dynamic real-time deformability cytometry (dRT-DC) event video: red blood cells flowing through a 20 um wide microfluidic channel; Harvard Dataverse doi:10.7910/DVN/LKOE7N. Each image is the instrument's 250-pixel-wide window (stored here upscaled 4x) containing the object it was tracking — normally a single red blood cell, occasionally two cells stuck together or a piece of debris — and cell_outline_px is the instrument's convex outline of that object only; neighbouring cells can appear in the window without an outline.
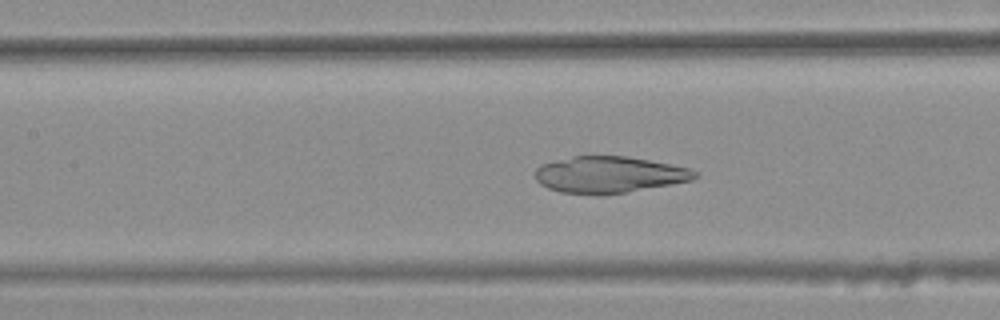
{"species": "common noctule bat (a hibernating species)", "species_latin": "Nyctalus noctula", "temperature_condition": "warm", "stored_images_in_passage": 37, "camera_frame_rate_fps": 3000, "um_per_image_px": 0.085, "animal": {"sex": "female", "body_mass_g": 25.1}, "frame": {"image": 1, "passage_image": 16, "time_ms": 5.0, "image_size_px": [1000, 320], "cell_outline_px": [[696, 176], [692, 180], [624, 192], [596, 196], [560, 192], [548, 188], [540, 184], [536, 180], [536, 168], [540, 164], [572, 156], [628, 156], [688, 168], [696, 172]], "centroid_in_image_um": [51.69, 14.85], "position_along_channel_um": 155.7, "area_um2": 33.76}}
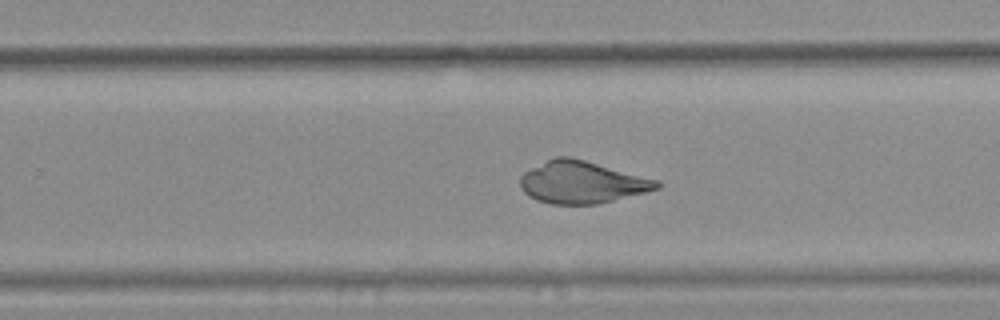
{"frame": {"image": 2, "passage_image": 26, "time_ms": 8.333, "image_size_px": [1000, 320], "cell_outline_px": [[660, 188], [596, 204], [552, 204], [536, 200], [528, 196], [520, 188], [520, 176], [524, 172], [556, 156], [568, 156], [584, 160], [660, 180]], "centroid_in_image_um": [49.44, 15.49], "position_along_channel_um": 280.4, "area_um2": 33.29}}
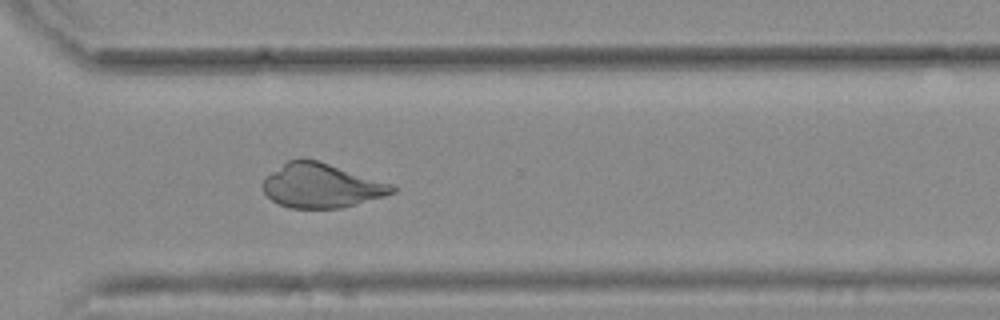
{"frame": {"image": 3, "passage_image": 31, "time_ms": 10.0, "image_size_px": [1000, 320], "cell_outline_px": [[396, 192], [384, 196], [356, 204], [340, 208], [288, 208], [272, 200], [264, 192], [264, 180], [272, 172], [288, 160], [300, 156], [316, 160], [392, 184], [396, 188]], "centroid_in_image_um": [27.31, 15.77], "position_along_channel_um": 343.3, "area_um2": 33.0}}